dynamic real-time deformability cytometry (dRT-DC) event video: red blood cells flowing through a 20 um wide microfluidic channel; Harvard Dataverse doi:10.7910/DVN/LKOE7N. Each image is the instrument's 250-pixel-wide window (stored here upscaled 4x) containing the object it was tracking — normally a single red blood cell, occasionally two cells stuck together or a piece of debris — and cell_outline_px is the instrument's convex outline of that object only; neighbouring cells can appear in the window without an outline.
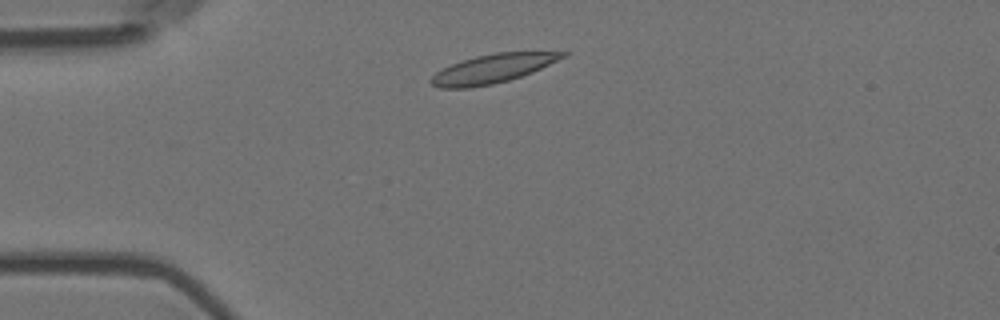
{"species": "Egyptian fruit bat (a non-hibernating species)", "species_latin": "Rousettus aegyptiacus", "temperature_condition": "room temperature", "stored_images_in_passage": 3, "camera_frame_rate_fps": 3000, "um_per_image_px": 0.085, "animal": {"sex": "female"}, "frame": {"image": 1, "passage_image": 1, "time_ms": 0.0, "image_size_px": [1000, 320], "cell_outline_px": [[568, 56], [532, 72], [508, 80], [492, 84], [468, 88], [440, 88], [432, 84], [428, 80], [436, 72], [452, 64], [476, 56], [496, 52], [568, 52]], "centroid_in_image_um": [41.88, 5.83], "position_along_channel_um": 43.1, "area_um2": 21.85}}